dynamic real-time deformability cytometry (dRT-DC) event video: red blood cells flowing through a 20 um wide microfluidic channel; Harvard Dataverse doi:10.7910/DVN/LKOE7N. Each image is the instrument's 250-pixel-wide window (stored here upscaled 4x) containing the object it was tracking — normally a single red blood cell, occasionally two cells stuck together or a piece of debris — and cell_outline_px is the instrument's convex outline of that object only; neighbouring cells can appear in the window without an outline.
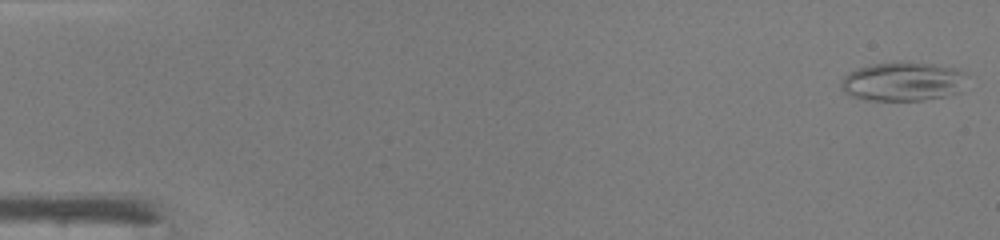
{"species": "common noctule bat (a hibernating species)", "species_latin": "Nyctalus noctula", "temperature_condition": "warm", "stored_images_in_passage": 47, "camera_frame_rate_fps": 3000, "um_per_image_px": 0.085, "animal": {"sex": "male", "body_mass_g": 19.0, "forearm_length_mm": 50.8}, "frame": {"image": 1, "passage_image": 1, "time_ms": 0.0, "image_size_px": [1000, 240], "cell_outline_px": [[960, 92], [944, 96], [920, 100], [864, 100], [852, 96], [844, 92], [840, 84], [844, 76], [848, 72], [856, 68], [868, 64], [896, 60], [908, 60], [956, 68], [960, 72]], "centroid_in_image_um": [76.61, 6.9], "position_along_channel_um": 8.4, "area_um2": 28.61}}
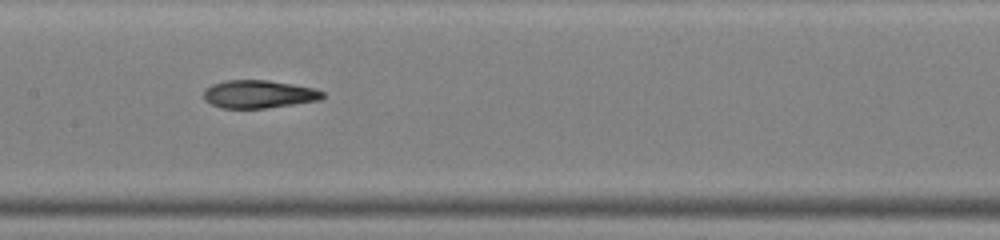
{"frame": {"image": 2, "passage_image": 24, "time_ms": 7.667, "image_size_px": [1000, 240], "cell_outline_px": [[324, 96], [320, 100], [264, 108], [220, 108], [204, 100], [204, 88], [212, 84], [224, 80], [268, 80], [292, 84], [312, 88], [324, 92]], "centroid_in_image_um": [21.95, 8.0], "position_along_channel_um": 185.5, "area_um2": 19.31}}
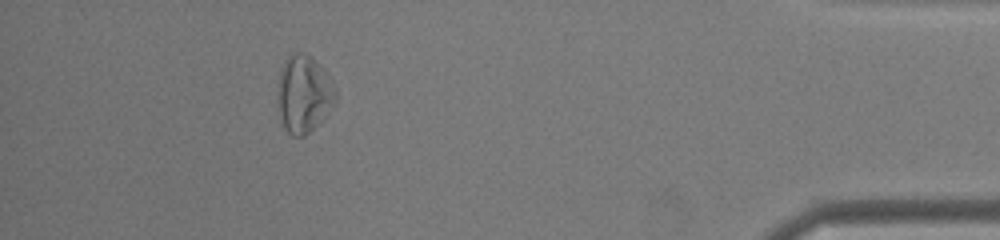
{"frame": {"image": 3, "passage_image": 43, "time_ms": 14.0, "image_size_px": [1000, 240], "cell_outline_px": [[336, 100], [324, 116], [304, 136], [292, 136], [284, 128], [280, 120], [276, 92], [280, 68], [284, 60], [292, 52], [304, 52], [320, 64], [332, 80], [336, 88]], "centroid_in_image_um": [25.78, 7.95], "position_along_channel_um": 409.4, "area_um2": 26.36}, "authors_computed_cell_mechanics": {"area_um2": 22.0218, "velocity_mm_per_s": 4.3132, "shape_relaxation_time_tau1_ms": 4.6857, "shape_relaxation_time_tau2_ms": 6.0231, "deformation_change_tau1": 0.1558, "deformation_change_tau2": 0.2154}}